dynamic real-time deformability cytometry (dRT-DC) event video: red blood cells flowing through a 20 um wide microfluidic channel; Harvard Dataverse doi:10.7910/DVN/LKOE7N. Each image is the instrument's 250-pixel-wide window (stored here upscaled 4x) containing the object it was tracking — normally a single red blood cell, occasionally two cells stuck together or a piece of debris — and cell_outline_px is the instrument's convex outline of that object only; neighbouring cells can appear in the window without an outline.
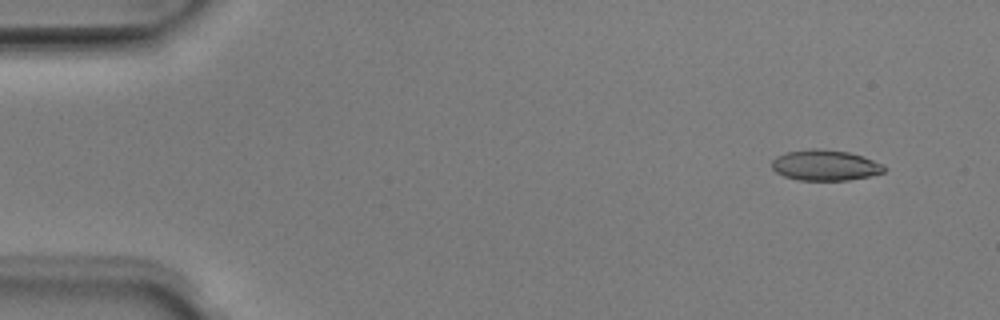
{"species": "Egyptian fruit bat (a non-hibernating species)", "species_latin": "Rousettus aegyptiacus", "temperature_condition": "room temperature", "stored_images_in_passage": 49, "camera_frame_rate_fps": 3000, "um_per_image_px": 0.085, "animal": {"sex": "male"}, "frame": {"image": 1, "passage_image": 2, "time_ms": 0.333, "image_size_px": [1000, 320], "cell_outline_px": [[888, 168], [884, 172], [868, 176], [848, 180], [796, 180], [784, 176], [776, 172], [772, 168], [772, 160], [776, 156], [788, 152], [812, 148], [816, 148], [848, 152], [884, 164]], "centroid_in_image_um": [70.13, 14.05], "position_along_channel_um": 14.9, "area_um2": 20.0}}
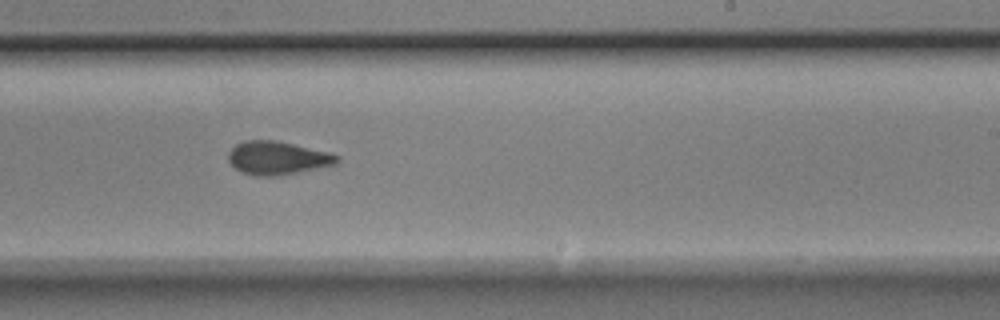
{"frame": {"image": 2, "passage_image": 29, "time_ms": 9.333, "image_size_px": [1000, 320], "cell_outline_px": [[340, 160], [336, 164], [296, 172], [272, 176], [256, 176], [244, 172], [236, 168], [228, 160], [228, 152], [236, 144], [244, 140], [276, 140], [328, 152], [340, 156]], "centroid_in_image_um": [23.57, 13.41], "position_along_channel_um": 265.4, "area_um2": 20.81}}
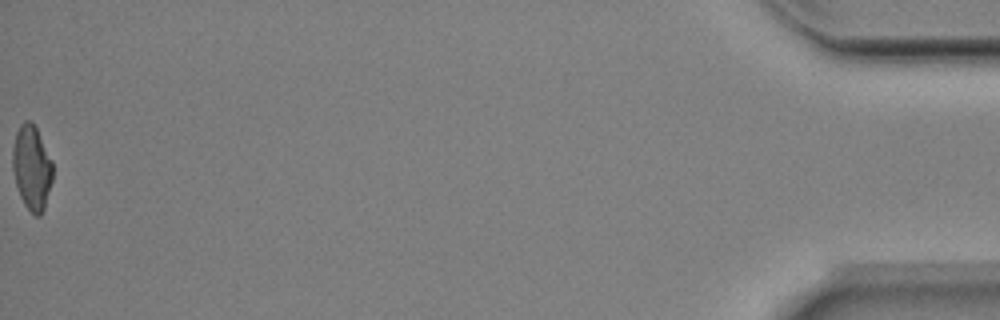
{"frame": {"image": 3, "passage_image": 49, "time_ms": 16.0, "image_size_px": [1000, 320], "cell_outline_px": [[52, 180], [44, 208], [40, 216], [36, 216], [24, 204], [20, 196], [16, 184], [12, 168], [12, 148], [16, 132], [20, 124], [24, 120], [32, 120], [52, 160]], "centroid_in_image_um": [2.68, 14.21], "position_along_channel_um": 432.5, "area_um2": 19.71}, "authors_computed_cell_mechanics": {"area_um2": 20.5768, "velocity_mm_per_s": 4.0045, "shape_relaxation_time_tau1_ms": 6.5742, "shape_relaxation_time_tau2_ms": 2.7582, "deformation_change_tau1": 0.1729, "deformation_change_tau2": 0.0816}}